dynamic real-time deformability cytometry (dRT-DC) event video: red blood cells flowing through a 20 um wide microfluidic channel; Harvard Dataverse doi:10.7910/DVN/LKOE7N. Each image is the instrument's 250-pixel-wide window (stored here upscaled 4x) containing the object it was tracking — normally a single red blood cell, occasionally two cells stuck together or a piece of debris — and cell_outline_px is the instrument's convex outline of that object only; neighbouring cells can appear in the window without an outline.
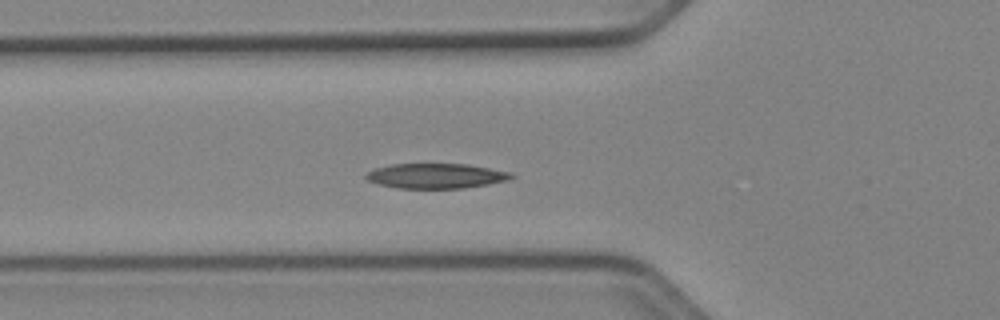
{"species": "Egyptian fruit bat (a non-hibernating species)", "species_latin": "Rousettus aegyptiacus", "temperature_condition": "cold", "stored_images_in_passage": 49, "camera_frame_rate_fps": 3000, "um_per_image_px": 0.085, "animal": {"sex": "female"}, "frame": {"image": 1, "passage_image": 15, "time_ms": 4.667, "image_size_px": [1000, 320], "cell_outline_px": [[516, 176], [508, 180], [488, 184], [464, 188], [396, 188], [380, 184], [368, 180], [364, 176], [368, 172], [376, 168], [392, 164], [468, 164], [512, 172]], "centroid_in_image_um": [37.1, 14.95], "position_along_channel_um": 88.7, "area_um2": 21.1}}
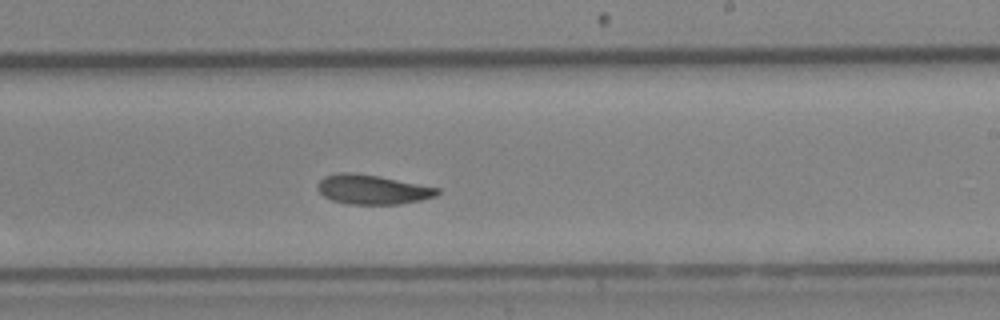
{"frame": {"image": 2, "passage_image": 28, "time_ms": 9.0, "image_size_px": [1000, 320], "cell_outline_px": [[440, 192], [436, 196], [420, 200], [400, 204], [348, 204], [332, 200], [324, 196], [316, 188], [316, 184], [324, 176], [340, 172], [352, 172], [376, 176], [440, 188]], "centroid_in_image_um": [31.62, 16.11], "position_along_channel_um": 257.4, "area_um2": 20.46}}
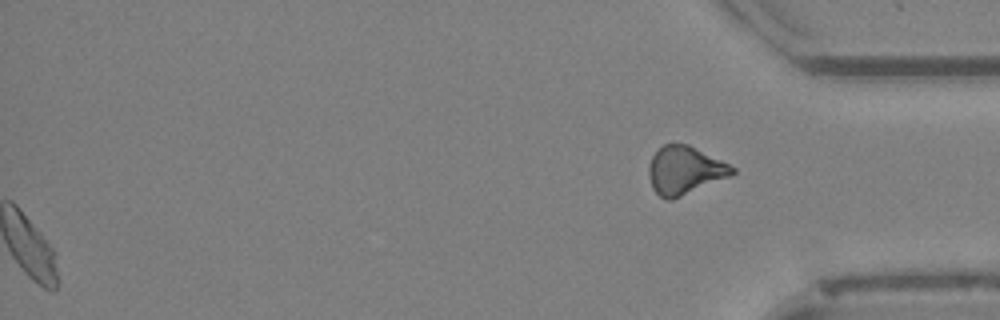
{"frame": {"image": 3, "passage_image": 49, "time_ms": 16.0, "image_size_px": [1000, 320], "cell_outline_px": [[736, 172], [732, 176], [672, 200], [668, 200], [660, 196], [652, 188], [648, 176], [648, 168], [652, 156], [664, 144], [688, 144], [736, 168]], "centroid_in_image_um": [58.2, 14.5], "position_along_channel_um": 377.0, "area_um2": 23.35}, "authors_computed_cell_mechanics": {"area_um2": 20.808, "velocity_mm_per_s": 3.8959, "shape_relaxation_time_tau1_ms": 3.3777, "shape_relaxation_time_tau2_ms": 3.7091, "deformation_change_tau1": 0.1175, "deformation_change_tau2": 0.0956}}